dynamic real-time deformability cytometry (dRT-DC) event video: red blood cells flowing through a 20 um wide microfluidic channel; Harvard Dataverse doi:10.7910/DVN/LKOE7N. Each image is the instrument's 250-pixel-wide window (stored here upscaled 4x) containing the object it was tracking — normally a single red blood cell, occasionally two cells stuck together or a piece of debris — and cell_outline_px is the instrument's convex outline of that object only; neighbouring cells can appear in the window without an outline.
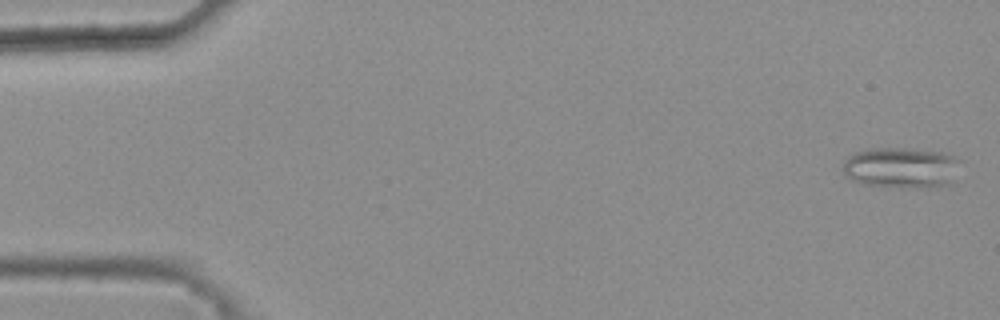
{"species": "common noctule bat (a hibernating species)", "species_latin": "Nyctalus noctula", "temperature_condition": "warm", "stored_images_in_passage": 47, "camera_frame_rate_fps": 3000, "um_per_image_px": 0.085, "animal": {"sex": "female", "body_mass_g": 25.1}, "frame": {"image": 1, "passage_image": 1, "time_ms": 0.0, "image_size_px": [1000, 320], "cell_outline_px": [[956, 160], [952, 184], [928, 188], [916, 188], [864, 184], [852, 180], [844, 172], [844, 160], [848, 156], [856, 152], [868, 148], [912, 148], [944, 152], [952, 156]], "centroid_in_image_um": [76.57, 14.24], "position_along_channel_um": 8.4, "area_um2": 27.69}}
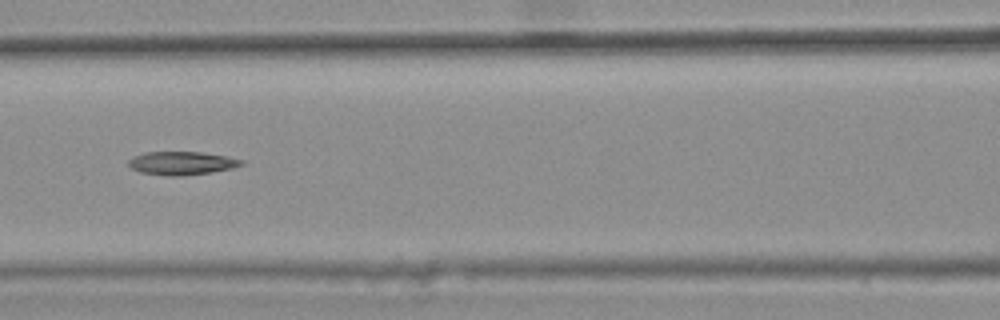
{"frame": {"image": 2, "passage_image": 23, "time_ms": 7.333, "image_size_px": [1000, 320], "cell_outline_px": [[244, 164], [232, 168], [212, 172], [180, 176], [168, 176], [140, 172], [132, 168], [128, 164], [128, 160], [132, 156], [148, 152], [200, 152], [228, 156], [244, 160]], "centroid_in_image_um": [15.46, 13.87], "position_along_channel_um": 151.1, "area_um2": 15.37}}
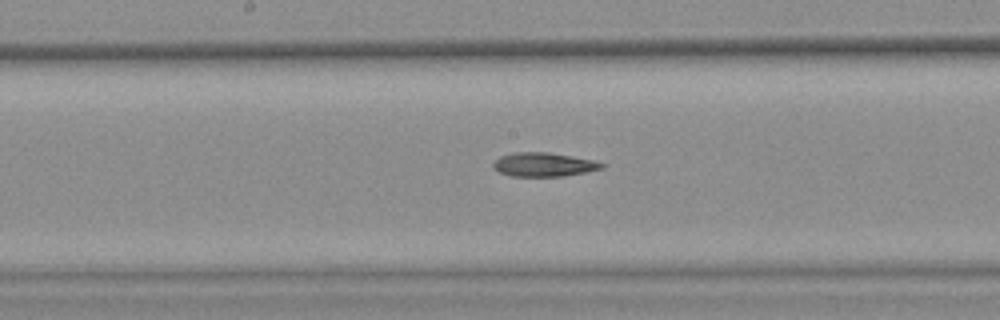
{"frame": {"image": 3, "passage_image": 27, "time_ms": 8.667, "image_size_px": [1000, 320], "cell_outline_px": [[608, 164], [604, 168], [588, 172], [564, 176], [512, 176], [500, 172], [492, 168], [492, 164], [500, 156], [512, 152], [548, 152], [572, 156], [592, 160]], "centroid_in_image_um": [46.24, 13.98], "position_along_channel_um": 202.0, "area_um2": 15.26}}